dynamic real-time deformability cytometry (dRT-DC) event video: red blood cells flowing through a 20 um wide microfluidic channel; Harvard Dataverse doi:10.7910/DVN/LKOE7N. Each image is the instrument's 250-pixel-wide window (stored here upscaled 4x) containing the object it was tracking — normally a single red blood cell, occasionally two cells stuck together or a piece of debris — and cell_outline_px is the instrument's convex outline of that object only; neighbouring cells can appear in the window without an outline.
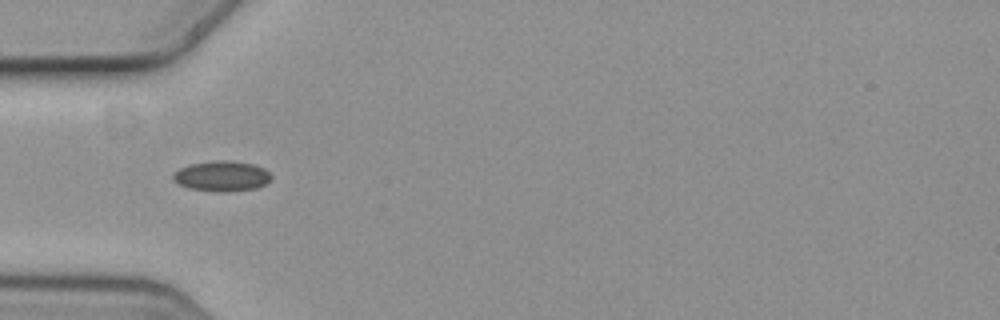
{"species": "common noctule bat (a hibernating species)", "species_latin": "Nyctalus noctula", "temperature_condition": "cold", "stored_images_in_passage": 7, "camera_frame_rate_fps": 3000, "um_per_image_px": 0.085, "animal": {"sex": "female", "body_mass_g": 19.3, "forearm_length_mm": 54.1}, "frame": {"image": 1, "passage_image": 6, "time_ms": 1.667, "image_size_px": [1000, 320], "cell_outline_px": [[272, 180], [256, 188], [224, 192], [216, 192], [188, 188], [172, 180], [172, 176], [180, 168], [192, 164], [212, 160], [232, 160], [252, 164], [264, 168], [272, 176]], "centroid_in_image_um": [18.87, 14.97], "position_along_channel_um": 66.1, "area_um2": 17.4}}
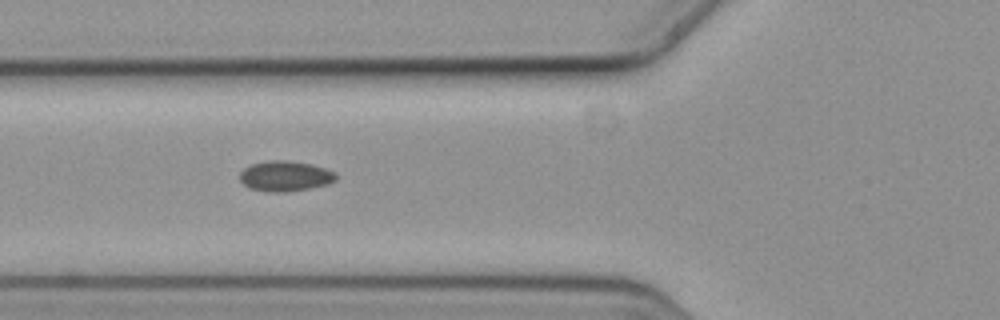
{"frame": {"image": 2, "passage_image": 7, "time_ms": 2.0, "image_size_px": [1000, 320], "cell_outline_px": [[336, 180], [328, 184], [288, 192], [268, 192], [248, 188], [240, 180], [240, 172], [244, 168], [252, 164], [268, 160], [288, 160], [312, 164], [336, 172]], "centroid_in_image_um": [24.23, 14.96], "position_along_channel_um": 101.6, "area_um2": 17.11}}